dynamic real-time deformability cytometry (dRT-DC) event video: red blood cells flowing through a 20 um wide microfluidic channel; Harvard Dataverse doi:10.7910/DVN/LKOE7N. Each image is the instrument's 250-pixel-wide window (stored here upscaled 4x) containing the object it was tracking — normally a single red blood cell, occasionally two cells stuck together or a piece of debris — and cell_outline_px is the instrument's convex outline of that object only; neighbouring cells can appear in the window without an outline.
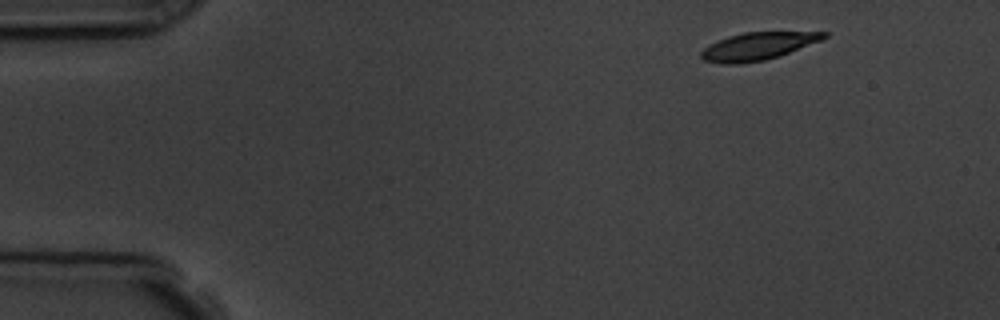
{"species": "common noctule bat (a hibernating species)", "species_latin": "Nyctalus noctula", "temperature_condition": "room temperature", "stored_images_in_passage": 4, "camera_frame_rate_fps": 3000, "um_per_image_px": 0.085, "animal": {"sex": "male", "body_mass_g": 19.5, "forearm_length_mm": 54.6}, "frame": {"image": 1, "passage_image": 1, "time_ms": 0.0, "image_size_px": [1000, 320], "cell_outline_px": [[828, 36], [820, 40], [788, 52], [764, 60], [740, 64], [724, 64], [704, 60], [700, 56], [700, 52], [708, 44], [728, 36], [744, 32], [828, 32]], "centroid_in_image_um": [64.34, 3.92], "position_along_channel_um": 20.7, "area_um2": 19.42}}
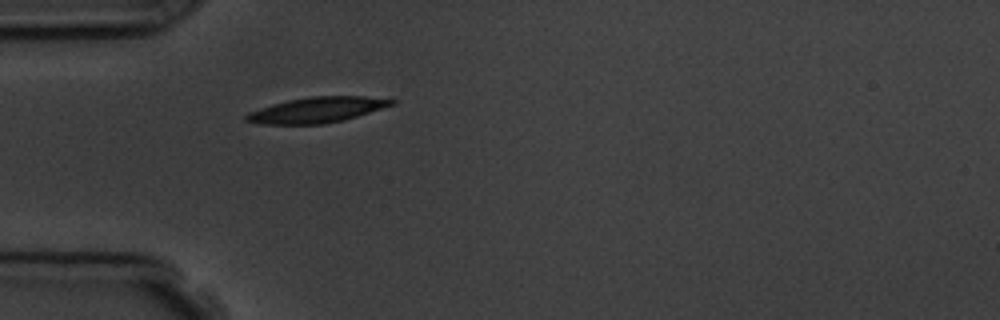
{"frame": {"image": 2, "passage_image": 4, "time_ms": 3.333, "image_size_px": [1000, 320], "cell_outline_px": [[396, 104], [344, 120], [324, 124], [260, 124], [244, 120], [244, 116], [248, 112], [272, 104], [288, 100], [312, 96], [364, 96], [396, 100]], "centroid_in_image_um": [26.93, 9.34], "position_along_channel_um": 58.1, "area_um2": 21.62}}